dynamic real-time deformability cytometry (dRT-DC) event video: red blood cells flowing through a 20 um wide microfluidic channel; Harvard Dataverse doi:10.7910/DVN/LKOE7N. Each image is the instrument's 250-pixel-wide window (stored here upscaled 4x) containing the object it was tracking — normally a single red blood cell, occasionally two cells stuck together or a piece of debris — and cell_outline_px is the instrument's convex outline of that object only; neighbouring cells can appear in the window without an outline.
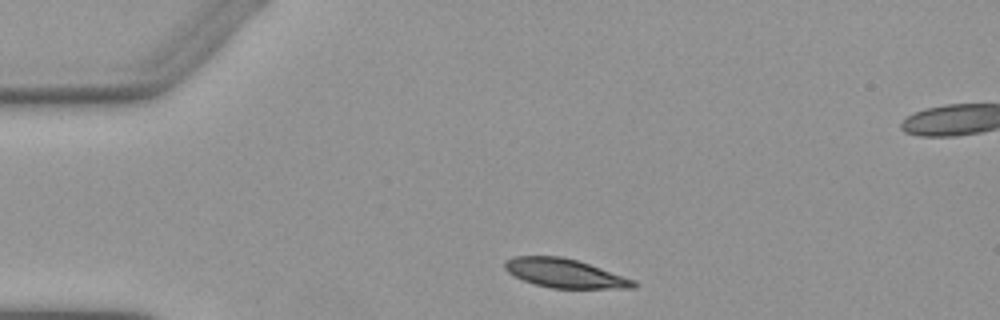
{"species": "Egyptian fruit bat (a non-hibernating species)", "species_latin": "Rousettus aegyptiacus", "temperature_condition": "warm", "stored_images_in_passage": 3, "camera_frame_rate_fps": 3000, "um_per_image_px": 0.085, "animal": {"sex": "female"}, "frame": {"image": 1, "passage_image": 1, "time_ms": 0.0, "image_size_px": [1000, 320], "cell_outline_px": [[636, 288], [552, 288], [536, 284], [524, 280], [508, 272], [504, 268], [504, 260], [516, 256], [560, 256], [576, 260], [636, 280]], "centroid_in_image_um": [48.0, 23.22], "position_along_channel_um": 37.0, "area_um2": 21.39}}